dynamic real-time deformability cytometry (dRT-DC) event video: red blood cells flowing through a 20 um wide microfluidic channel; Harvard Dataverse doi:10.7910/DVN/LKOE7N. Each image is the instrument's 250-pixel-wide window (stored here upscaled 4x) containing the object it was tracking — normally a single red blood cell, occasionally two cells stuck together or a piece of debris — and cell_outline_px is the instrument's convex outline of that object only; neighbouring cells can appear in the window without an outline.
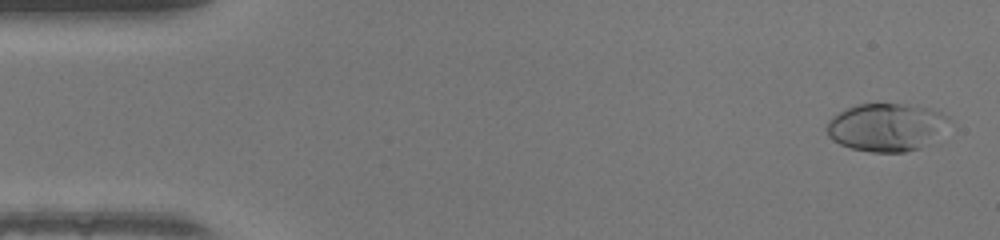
{"species": "human", "species_latin": "Homo sapiens", "temperature_condition": "warm", "stored_images_in_passage": 48, "camera_frame_rate_fps": 3000, "um_per_image_px": 0.085, "donor": {"sex": "female"}, "frame": {"image": 1, "passage_image": 2, "time_ms": 0.333, "image_size_px": [1000, 240], "cell_outline_px": [[952, 120], [920, 148], [904, 152], [872, 152], [852, 148], [840, 144], [828, 136], [828, 120], [832, 116], [856, 104], [904, 104], [928, 108], [940, 112], [948, 116]], "centroid_in_image_um": [75.3, 10.8], "position_along_channel_um": 9.7, "area_um2": 33.47}}
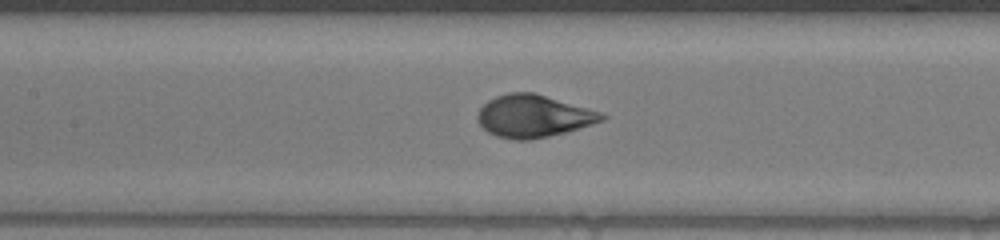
{"frame": {"image": 2, "passage_image": 22, "time_ms": 7.0, "image_size_px": [1000, 240], "cell_outline_px": [[608, 116], [604, 120], [568, 132], [528, 140], [516, 140], [496, 136], [488, 132], [476, 120], [476, 116], [480, 108], [488, 100], [496, 96], [508, 92], [536, 92], [600, 112]], "centroid_in_image_um": [45.33, 9.86], "position_along_channel_um": 162.1, "area_um2": 30.81}}
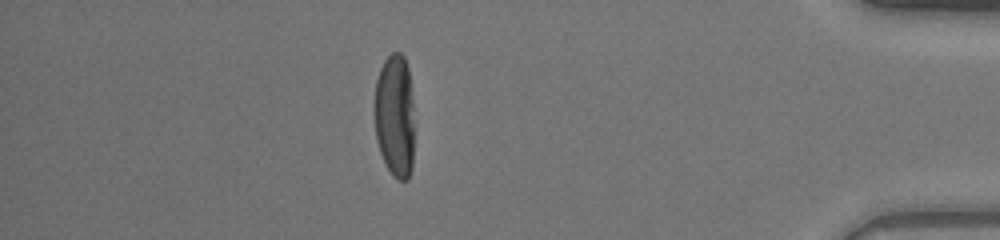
{"frame": {"image": 3, "passage_image": 42, "time_ms": 13.667, "image_size_px": [1000, 240], "cell_outline_px": [[412, 168], [408, 180], [396, 180], [392, 176], [380, 152], [376, 140], [376, 80], [380, 68], [384, 60], [392, 52], [400, 52], [404, 56], [408, 68], [412, 100]], "centroid_in_image_um": [33.56, 9.85], "position_along_channel_um": 401.6, "area_um2": 28.21}, "authors_computed_cell_mechanics": {"area_um2": 30.5184, "velocity_mm_per_s": 4.2996, "shape_relaxation_time_tau1_ms": 3.5595, "shape_relaxation_time_tau2_ms": null, "deformation_change_tau1": 0.2191, "deformation_change_tau2": null}}